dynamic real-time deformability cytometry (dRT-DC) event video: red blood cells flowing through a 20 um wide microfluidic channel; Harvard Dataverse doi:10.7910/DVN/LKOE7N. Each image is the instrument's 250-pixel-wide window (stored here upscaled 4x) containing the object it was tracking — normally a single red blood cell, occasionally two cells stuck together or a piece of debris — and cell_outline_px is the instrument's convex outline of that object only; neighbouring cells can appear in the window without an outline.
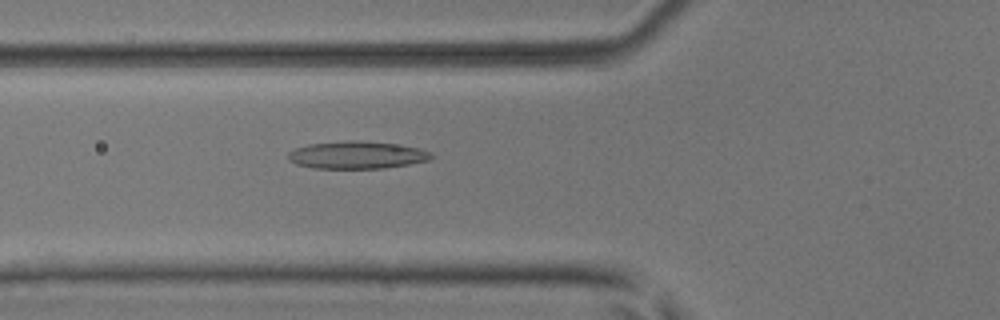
{"species": "common noctule bat (a hibernating species)", "species_latin": "Nyctalus noctula", "temperature_condition": "room temperature", "stored_images_in_passage": 51, "camera_frame_rate_fps": 3000, "um_per_image_px": 0.085, "animal": {"sex": "male", "body_mass_g": 17.9, "forearm_length_mm": 54.2}, "frame": {"image": 1, "passage_image": 19, "time_ms": 6.0, "image_size_px": [1000, 320], "cell_outline_px": [[432, 156], [428, 160], [408, 164], [384, 168], [312, 168], [296, 164], [288, 160], [288, 152], [296, 148], [308, 144], [344, 140], [356, 140], [392, 144], [420, 148], [432, 152]], "centroid_in_image_um": [30.29, 13.17], "position_along_channel_um": 95.5, "area_um2": 22.83}}
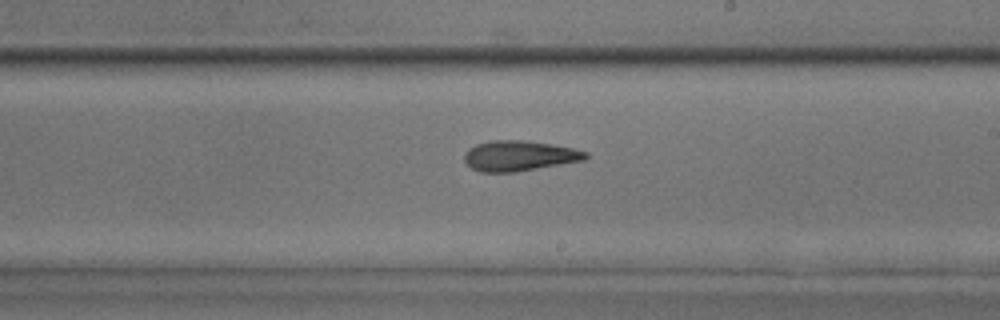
{"frame": {"image": 2, "passage_image": 30, "time_ms": 9.667, "image_size_px": [1000, 320], "cell_outline_px": [[588, 156], [584, 160], [516, 172], [480, 172], [472, 168], [464, 160], [464, 152], [468, 148], [476, 144], [488, 140], [524, 140], [552, 144], [572, 148], [588, 152]], "centroid_in_image_um": [44.1, 13.24], "position_along_channel_um": 244.9, "area_um2": 21.5}}
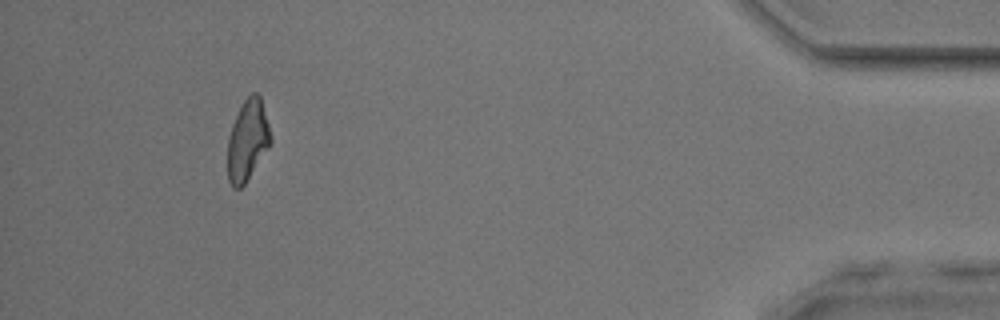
{"frame": {"image": 3, "passage_image": 47, "time_ms": 15.333, "image_size_px": [1000, 320], "cell_outline_px": [[272, 140], [268, 148], [244, 184], [240, 188], [232, 188], [228, 180], [228, 136], [232, 124], [244, 100], [252, 92], [256, 92], [260, 96], [272, 136]], "centroid_in_image_um": [21.04, 11.92], "position_along_channel_um": 414.2, "area_um2": 20.06}, "authors_computed_cell_mechanics": {"area_um2": 21.6172, "velocity_mm_per_s": 4.0792, "shape_relaxation_time_tau1_ms": 7.4726, "shape_relaxation_time_tau2_ms": 3.9739, "deformation_change_tau1": 0.1884, "deformation_change_tau2": 0.1415}}